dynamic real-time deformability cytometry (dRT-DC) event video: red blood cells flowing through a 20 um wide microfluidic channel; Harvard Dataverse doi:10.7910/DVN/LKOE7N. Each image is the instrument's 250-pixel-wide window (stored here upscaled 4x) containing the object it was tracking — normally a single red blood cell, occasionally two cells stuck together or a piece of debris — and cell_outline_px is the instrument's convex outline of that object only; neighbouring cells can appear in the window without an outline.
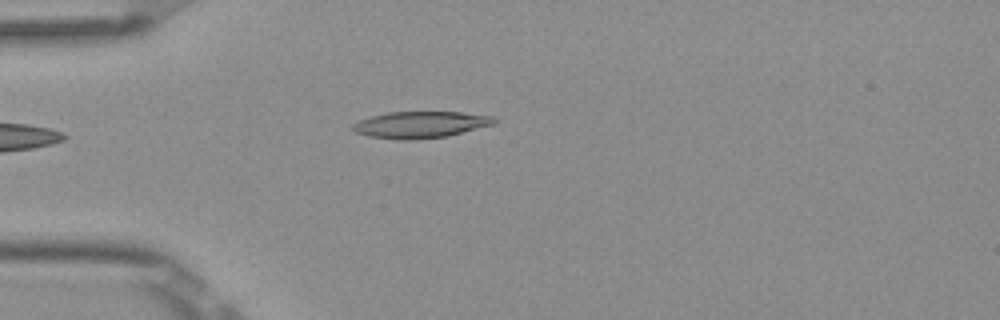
{"species": "Egyptian fruit bat (a non-hibernating species)", "species_latin": "Rousettus aegyptiacus", "temperature_condition": "room temperature", "stored_images_in_passage": 2, "camera_frame_rate_fps": 3000, "um_per_image_px": 0.085, "frame": {"image": 1, "passage_image": 2, "time_ms": 0.333, "image_size_px": [1000, 320], "cell_outline_px": [[496, 124], [448, 136], [416, 140], [400, 140], [368, 136], [356, 132], [352, 128], [352, 124], [360, 120], [372, 116], [388, 112], [464, 112], [492, 116], [496, 120]], "centroid_in_image_um": [35.77, 10.6], "position_along_channel_um": 49.2, "area_um2": 22.02}}